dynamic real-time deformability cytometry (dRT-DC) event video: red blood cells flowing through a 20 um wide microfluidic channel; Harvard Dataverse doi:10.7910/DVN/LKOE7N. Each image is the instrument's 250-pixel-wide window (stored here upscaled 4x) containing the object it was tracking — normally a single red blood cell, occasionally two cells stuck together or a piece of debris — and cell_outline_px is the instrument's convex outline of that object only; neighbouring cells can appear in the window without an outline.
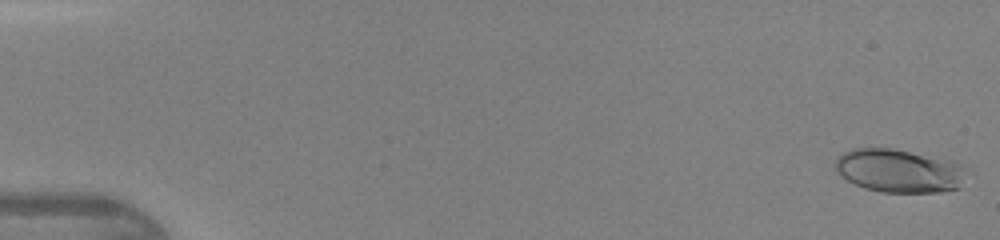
{"species": "human", "species_latin": "Homo sapiens", "temperature_condition": "warm", "stored_images_in_passage": 44, "camera_frame_rate_fps": 3000, "um_per_image_px": 0.085, "donor": {"sex": "female"}, "frame": {"image": 1, "passage_image": 1, "time_ms": 0.0, "image_size_px": [1000, 240], "cell_outline_px": [[960, 188], [940, 192], [880, 192], [864, 188], [848, 180], [836, 168], [836, 160], [844, 152], [852, 148], [892, 148], [952, 160], [960, 164]], "centroid_in_image_um": [76.37, 14.51], "position_along_channel_um": 8.6, "area_um2": 32.43}}
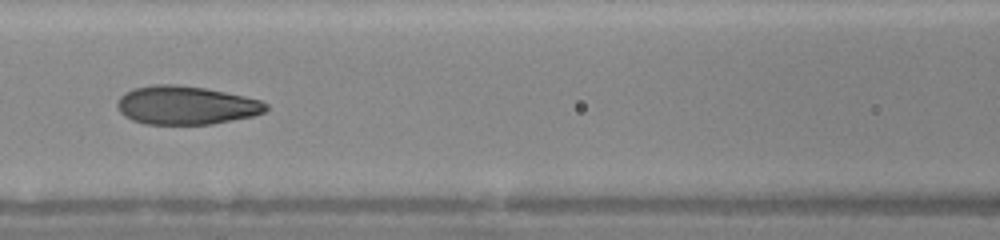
{"frame": {"image": 2, "passage_image": 21, "time_ms": 6.667, "image_size_px": [1000, 240], "cell_outline_px": [[268, 108], [264, 112], [252, 116], [212, 124], [144, 124], [132, 120], [124, 116], [120, 112], [116, 104], [120, 96], [124, 92], [136, 88], [156, 84], [176, 84], [204, 88], [244, 96], [260, 100], [268, 104]], "centroid_in_image_um": [15.79, 8.95], "position_along_channel_um": 150.8, "area_um2": 33.29}}
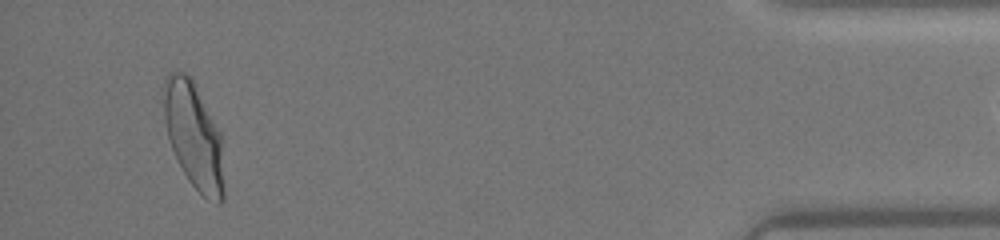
{"frame": {"image": 3, "passage_image": 43, "time_ms": 14.0, "image_size_px": [1000, 240], "cell_outline_px": [[224, 200], [220, 204], [216, 204], [208, 200], [188, 180], [172, 148], [168, 136], [164, 116], [160, 92], [164, 80], [168, 72], [184, 72], [192, 80], [220, 132], [224, 192]], "centroid_in_image_um": [16.44, 11.51], "position_along_channel_um": 418.8, "area_um2": 37.05}}